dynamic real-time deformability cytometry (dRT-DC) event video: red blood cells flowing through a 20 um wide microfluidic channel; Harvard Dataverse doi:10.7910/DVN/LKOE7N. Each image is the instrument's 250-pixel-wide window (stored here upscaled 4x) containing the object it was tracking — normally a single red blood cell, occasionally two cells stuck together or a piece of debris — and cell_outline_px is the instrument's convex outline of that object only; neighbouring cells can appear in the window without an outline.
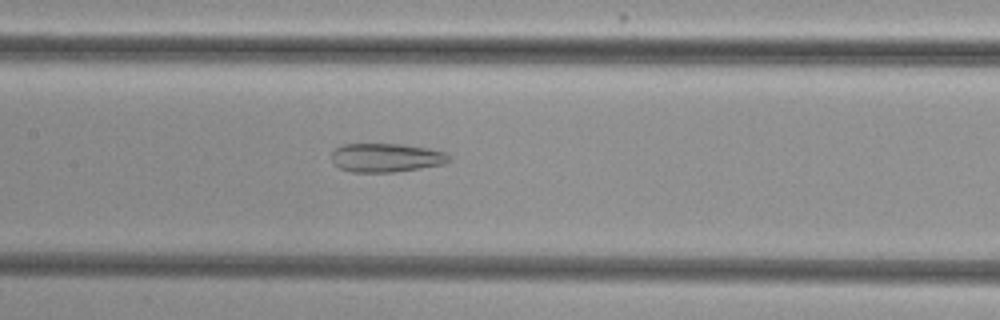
{"species": "common noctule bat (a hibernating species)", "species_latin": "Nyctalus noctula", "temperature_condition": "cold", "stored_images_in_passage": 41, "camera_frame_rate_fps": 3000, "um_per_image_px": 0.085, "animal": {"sex": "female", "body_mass_g": 29.2, "forearm_length_mm": 56.3}, "frame": {"image": 1, "passage_image": 14, "time_ms": 4.333, "image_size_px": [1000, 320], "cell_outline_px": [[452, 160], [444, 164], [420, 168], [392, 172], [352, 172], [340, 168], [332, 164], [332, 152], [336, 148], [344, 144], [400, 144], [428, 148], [444, 152], [452, 156]], "centroid_in_image_um": [32.83, 13.4], "position_along_channel_um": 174.6, "area_um2": 19.77}}
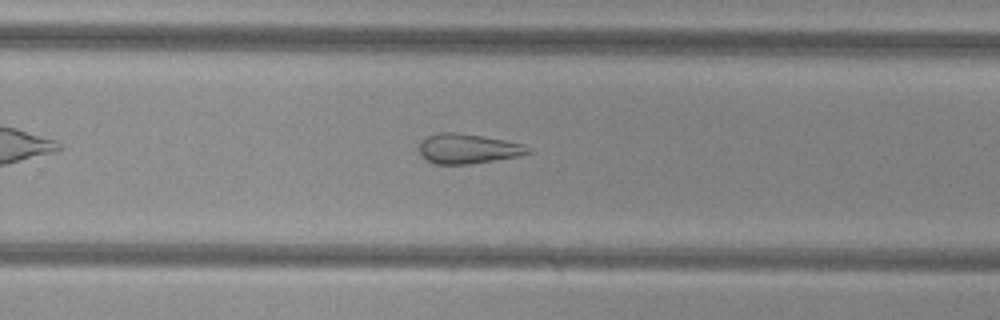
{"frame": {"image": 2, "passage_image": 23, "time_ms": 7.333, "image_size_px": [1000, 320], "cell_outline_px": [[532, 152], [520, 156], [472, 164], [436, 164], [428, 160], [416, 148], [420, 140], [436, 132], [456, 132], [504, 140], [524, 144], [532, 148]], "centroid_in_image_um": [39.77, 12.64], "position_along_channel_um": 290.0, "area_um2": 19.13}}
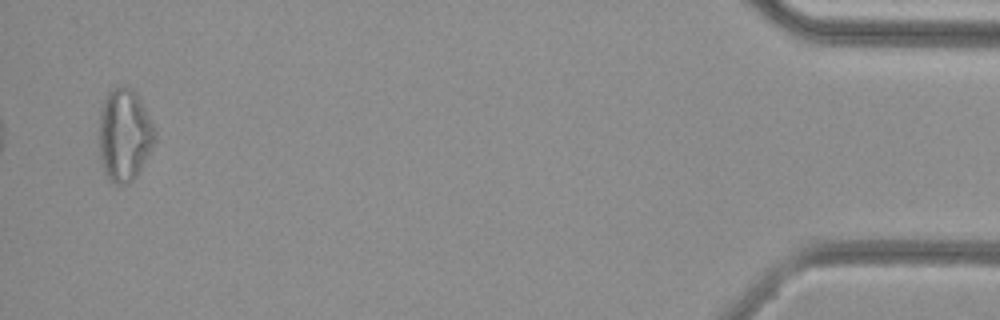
{"frame": {"image": 3, "passage_image": 40, "time_ms": 13.0, "image_size_px": [1000, 320], "cell_outline_px": [[156, 140], [136, 176], [128, 184], [116, 184], [104, 172], [100, 160], [100, 112], [104, 100], [108, 92], [112, 88], [132, 88], [140, 100], [152, 124]], "centroid_in_image_um": [10.56, 11.49], "position_along_channel_um": 424.6, "area_um2": 29.3}, "authors_computed_cell_mechanics": {"area_um2": 23.3512, "velocity_mm_per_s": 3.8576, "shape_relaxation_time_tau1_ms": null, "shape_relaxation_time_tau2_ms": 3.712, "deformation_change_tau1": null, "deformation_change_tau2": 0.1435}}